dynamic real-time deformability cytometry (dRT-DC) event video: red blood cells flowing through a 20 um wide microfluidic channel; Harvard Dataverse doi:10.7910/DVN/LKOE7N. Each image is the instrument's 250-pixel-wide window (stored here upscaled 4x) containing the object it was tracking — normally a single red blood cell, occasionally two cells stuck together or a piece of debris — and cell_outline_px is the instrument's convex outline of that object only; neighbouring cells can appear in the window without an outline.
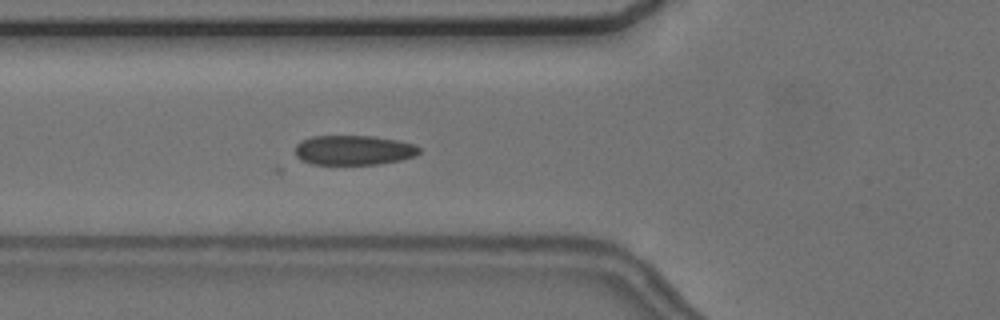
{"species": "common noctule bat (a hibernating species)", "species_latin": "Nyctalus noctula", "temperature_condition": "cold", "stored_images_in_passage": 4, "camera_frame_rate_fps": 3000, "um_per_image_px": 0.085, "animal": {"sex": "female", "body_mass_g": 24.6, "forearm_length_mm": 56.2}, "frame": {"image": 1, "passage_image": 4, "time_ms": 3.333, "image_size_px": [1000, 320], "cell_outline_px": [[420, 152], [416, 156], [400, 160], [380, 164], [312, 164], [300, 160], [296, 156], [296, 144], [300, 140], [312, 136], [372, 136], [396, 140], [412, 144], [420, 148]], "centroid_in_image_um": [30.04, 12.76], "position_along_channel_um": 95.8, "area_um2": 21.5}}